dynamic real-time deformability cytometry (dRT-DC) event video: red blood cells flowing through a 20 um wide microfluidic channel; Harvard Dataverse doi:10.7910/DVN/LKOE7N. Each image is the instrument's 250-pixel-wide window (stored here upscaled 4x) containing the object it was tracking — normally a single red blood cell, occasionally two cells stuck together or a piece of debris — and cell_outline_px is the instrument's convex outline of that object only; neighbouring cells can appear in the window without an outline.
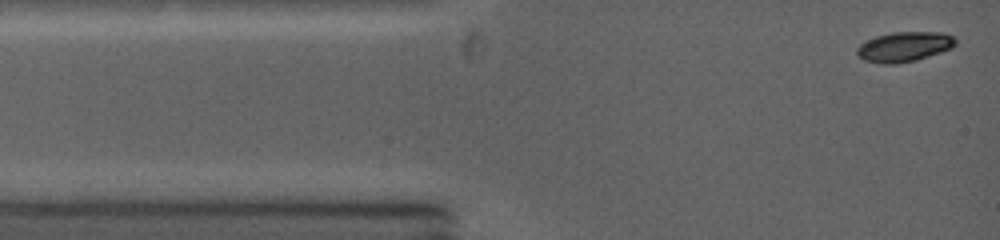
{"species": "common noctule bat (a hibernating species)", "species_latin": "Nyctalus noctula", "temperature_condition": "warm", "stored_images_in_passage": 36, "camera_frame_rate_fps": 5000, "um_per_image_px": 0.085, "animal": {"sex": "female", "body_mass_g": 19.0, "forearm_length_mm": 53.3}, "frame": {"image": 1, "passage_image": 1, "time_ms": 0.0, "image_size_px": [1000, 240], "cell_outline_px": [[956, 44], [952, 48], [916, 60], [864, 60], [856, 52], [856, 48], [860, 44], [876, 36], [896, 32], [936, 32], [952, 36], [956, 40]], "centroid_in_image_um": [76.92, 3.91], "position_along_channel_um": 8.1, "area_um2": 16.01}}
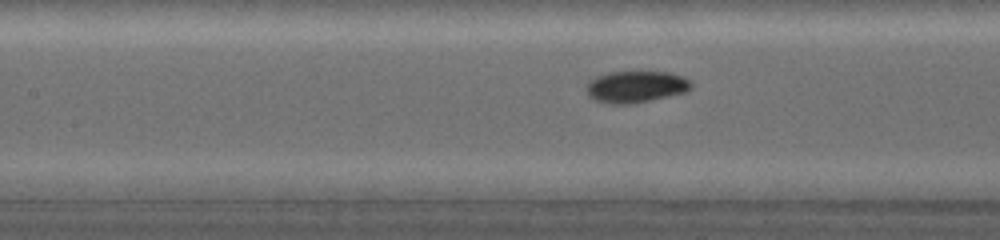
{"frame": {"image": 2, "passage_image": 17, "time_ms": 4.6, "image_size_px": [1000, 240], "cell_outline_px": [[688, 88], [684, 92], [648, 100], [628, 104], [612, 104], [596, 100], [588, 92], [588, 84], [592, 80], [608, 72], [668, 72], [680, 76], [688, 80]], "centroid_in_image_um": [54.02, 7.37], "position_along_channel_um": 153.4, "area_um2": 18.38}}
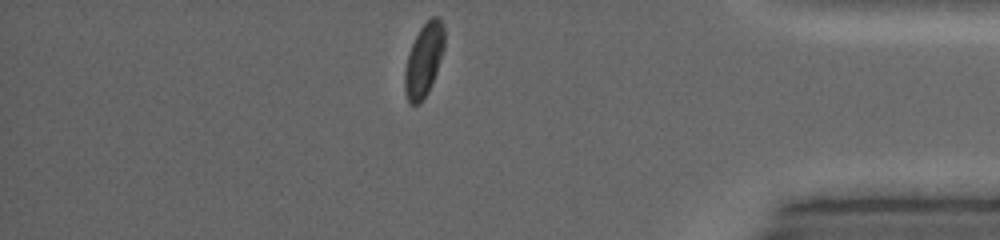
{"frame": {"image": 3, "passage_image": 36, "time_ms": 11.0, "image_size_px": [1000, 240], "cell_outline_px": [[444, 48], [432, 84], [428, 92], [420, 104], [408, 104], [404, 88], [404, 72], [408, 56], [412, 44], [420, 28], [432, 16], [440, 16], [444, 28]], "centroid_in_image_um": [36.03, 5.12], "position_along_channel_um": 399.2, "area_um2": 16.88}, "authors_computed_cell_mechanics": {"area_um2": 18.2359, "velocity_mm_per_s": 4.3175, "shape_relaxation_time_tau1_ms": 2.7684, "shape_relaxation_time_tau2_ms": 1.5356, "deformation_change_tau1": 0.1471, "deformation_change_tau2": 0.0362}}